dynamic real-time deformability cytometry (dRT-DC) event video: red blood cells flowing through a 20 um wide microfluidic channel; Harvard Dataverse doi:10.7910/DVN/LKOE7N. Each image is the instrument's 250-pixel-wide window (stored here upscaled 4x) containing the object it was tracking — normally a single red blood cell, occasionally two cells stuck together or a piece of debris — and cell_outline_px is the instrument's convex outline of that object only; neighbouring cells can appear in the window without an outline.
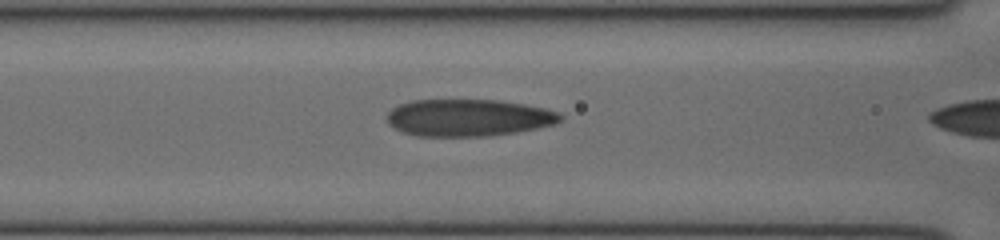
{"species": "human", "species_latin": "Homo sapiens", "temperature_condition": "cold", "stored_images_in_passage": 9, "camera_frame_rate_fps": 3000, "um_per_image_px": 0.085, "donor": {"sex": "female"}, "frame": {"image": 1, "passage_image": 8, "time_ms": 2.333, "image_size_px": [1000, 240], "cell_outline_px": [[564, 116], [556, 124], [516, 132], [488, 136], [416, 136], [404, 132], [388, 124], [384, 116], [396, 104], [412, 100], [500, 100], [524, 104], [544, 108], [560, 112]], "centroid_in_image_um": [39.79, 10.0], "position_along_channel_um": 126.8, "area_um2": 37.74}}